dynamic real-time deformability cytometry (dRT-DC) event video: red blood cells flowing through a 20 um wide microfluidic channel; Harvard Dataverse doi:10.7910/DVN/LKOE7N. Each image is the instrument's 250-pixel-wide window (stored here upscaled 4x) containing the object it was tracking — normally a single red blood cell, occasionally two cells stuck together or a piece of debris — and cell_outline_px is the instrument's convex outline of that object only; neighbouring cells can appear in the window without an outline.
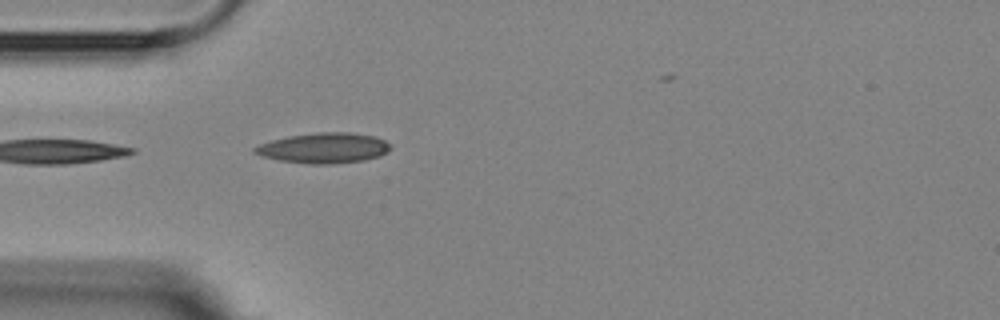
{"species": "Egyptian fruit bat (a non-hibernating species)", "species_latin": "Rousettus aegyptiacus", "temperature_condition": "room temperature", "stored_images_in_passage": 2, "camera_frame_rate_fps": 3000, "um_per_image_px": 0.085, "animal": {"sex": "female"}, "frame": {"image": 1, "passage_image": 2, "time_ms": 1.333, "image_size_px": [1000, 320], "cell_outline_px": [[392, 148], [380, 156], [364, 160], [328, 164], [312, 164], [280, 160], [264, 156], [252, 152], [252, 148], [260, 144], [272, 140], [288, 136], [316, 132], [348, 132], [376, 136], [392, 144]], "centroid_in_image_um": [27.56, 12.57], "position_along_channel_um": 57.4, "area_um2": 23.99}}